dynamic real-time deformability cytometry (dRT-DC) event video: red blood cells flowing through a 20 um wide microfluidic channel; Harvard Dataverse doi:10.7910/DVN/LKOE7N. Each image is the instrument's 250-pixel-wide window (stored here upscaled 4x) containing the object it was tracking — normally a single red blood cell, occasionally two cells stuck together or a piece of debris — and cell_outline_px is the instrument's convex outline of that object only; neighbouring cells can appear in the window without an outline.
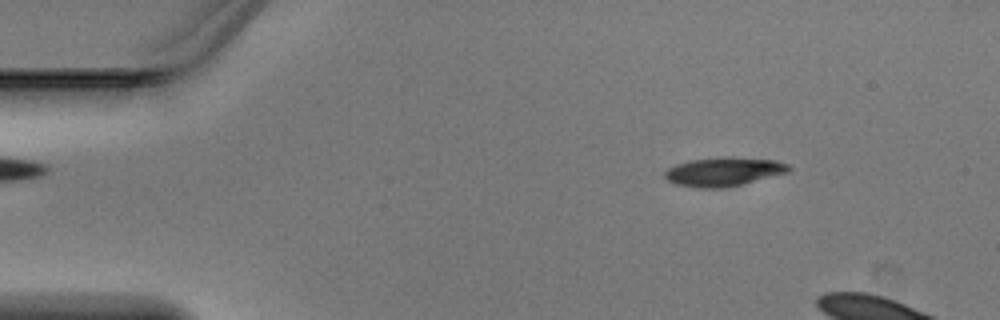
{"species": "Egyptian fruit bat (a non-hibernating species)", "species_latin": "Rousettus aegyptiacus", "temperature_condition": "warm", "stored_images_in_passage": 2, "camera_frame_rate_fps": 3000, "um_per_image_px": 0.085, "animal": {"sex": "male"}, "frame": {"image": 1, "passage_image": 1, "time_ms": 0.0, "image_size_px": [1000, 320], "cell_outline_px": [[792, 168], [788, 172], [728, 188], [696, 188], [676, 184], [668, 180], [664, 176], [664, 172], [668, 168], [676, 164], [688, 160], [724, 156], [732, 156], [776, 160], [788, 164]], "centroid_in_image_um": [61.51, 14.58], "position_along_channel_um": 23.5, "area_um2": 21.21}}